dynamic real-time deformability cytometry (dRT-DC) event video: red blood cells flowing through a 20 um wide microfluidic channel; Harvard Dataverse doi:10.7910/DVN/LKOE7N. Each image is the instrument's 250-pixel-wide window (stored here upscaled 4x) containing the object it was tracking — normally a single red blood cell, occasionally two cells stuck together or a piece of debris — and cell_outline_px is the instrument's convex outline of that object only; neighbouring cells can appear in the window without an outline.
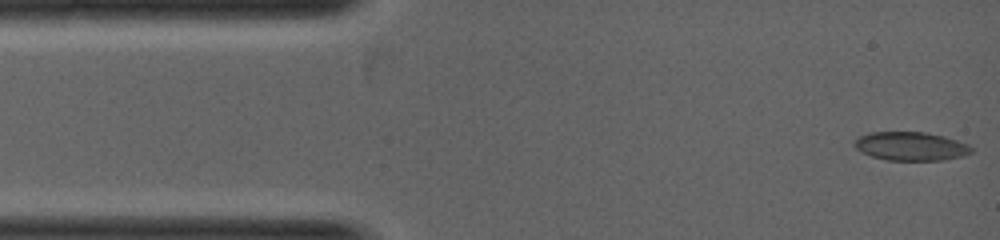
{"species": "common noctule bat (a hibernating species)", "species_latin": "Nyctalus noctula", "temperature_condition": "warm", "stored_images_in_passage": 5, "camera_frame_rate_fps": 5000, "um_per_image_px": 0.085, "animal": {"sex": "female", "body_mass_g": 19.0, "forearm_length_mm": 53.3}, "frame": {"image": 1, "passage_image": 1, "time_ms": 0.0, "image_size_px": [1000, 240], "cell_outline_px": [[972, 152], [964, 156], [944, 160], [888, 160], [872, 156], [860, 152], [852, 144], [860, 136], [868, 132], [924, 132], [944, 136], [968, 144], [972, 148]], "centroid_in_image_um": [77.42, 12.43], "position_along_channel_um": 7.6, "area_um2": 19.54}}
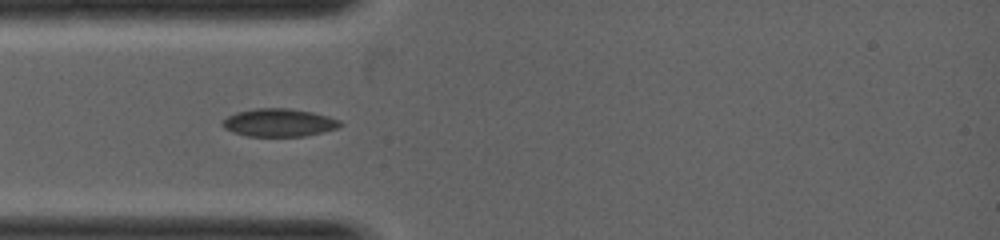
{"frame": {"image": 2, "passage_image": 4, "time_ms": 1.6, "image_size_px": [1000, 240], "cell_outline_px": [[344, 124], [340, 128], [304, 136], [248, 136], [232, 132], [224, 128], [220, 124], [220, 120], [236, 112], [256, 108], [288, 108], [312, 112], [328, 116], [340, 120]], "centroid_in_image_um": [23.7, 10.42], "position_along_channel_um": 61.3, "area_um2": 19.36}}
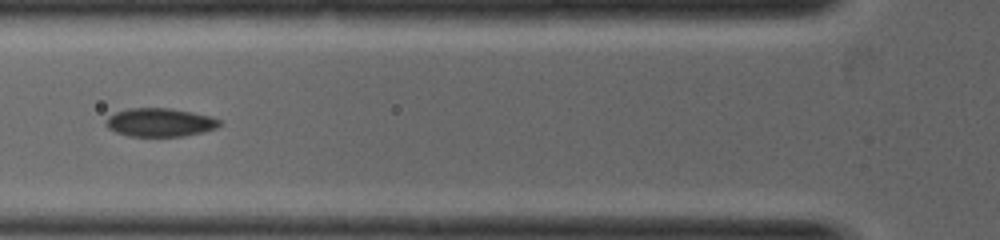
{"frame": {"image": 3, "passage_image": 5, "time_ms": 2.2, "image_size_px": [1000, 240], "cell_outline_px": [[220, 124], [216, 128], [204, 132], [184, 136], [128, 136], [116, 132], [108, 128], [104, 124], [104, 120], [108, 116], [116, 112], [128, 108], [172, 108], [212, 116], [220, 120]], "centroid_in_image_um": [13.58, 10.4], "position_along_channel_um": 112.2, "area_um2": 19.02}}